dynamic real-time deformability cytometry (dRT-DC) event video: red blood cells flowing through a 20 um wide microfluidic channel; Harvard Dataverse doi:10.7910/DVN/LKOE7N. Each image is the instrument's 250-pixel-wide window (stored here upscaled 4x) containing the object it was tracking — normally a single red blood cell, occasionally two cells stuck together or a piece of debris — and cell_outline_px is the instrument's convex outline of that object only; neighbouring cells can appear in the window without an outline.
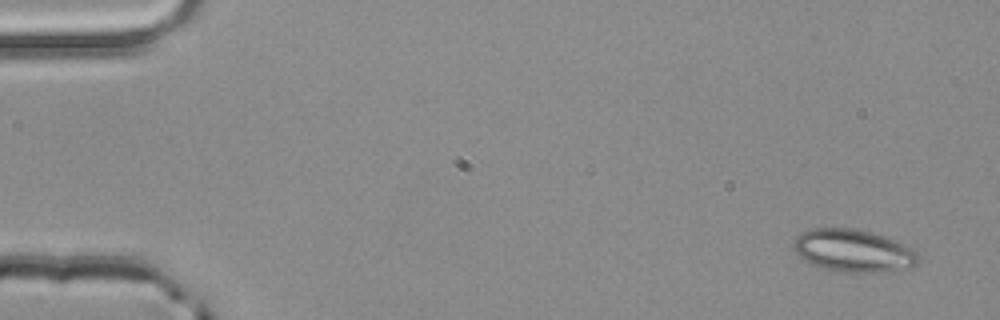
{"species": "common noctule bat (a hibernating species)", "species_latin": "Nyctalus noctula", "temperature_condition": "room temperature", "stored_images_in_passage": 5, "camera_frame_rate_fps": 3000, "um_per_image_px": 0.085, "animal": {"sex": "male", "body_mass_g": 20.4}, "frame": {"image": 1, "passage_image": 1, "time_ms": 0.0, "image_size_px": [1000, 320], "cell_outline_px": [[920, 256], [916, 264], [908, 268], [872, 272], [856, 272], [820, 268], [804, 260], [792, 248], [792, 244], [796, 236], [800, 232], [812, 228], [852, 228], [884, 236], [912, 248]], "centroid_in_image_um": [72.48, 21.29], "position_along_channel_um": 12.5, "area_um2": 30.63}}